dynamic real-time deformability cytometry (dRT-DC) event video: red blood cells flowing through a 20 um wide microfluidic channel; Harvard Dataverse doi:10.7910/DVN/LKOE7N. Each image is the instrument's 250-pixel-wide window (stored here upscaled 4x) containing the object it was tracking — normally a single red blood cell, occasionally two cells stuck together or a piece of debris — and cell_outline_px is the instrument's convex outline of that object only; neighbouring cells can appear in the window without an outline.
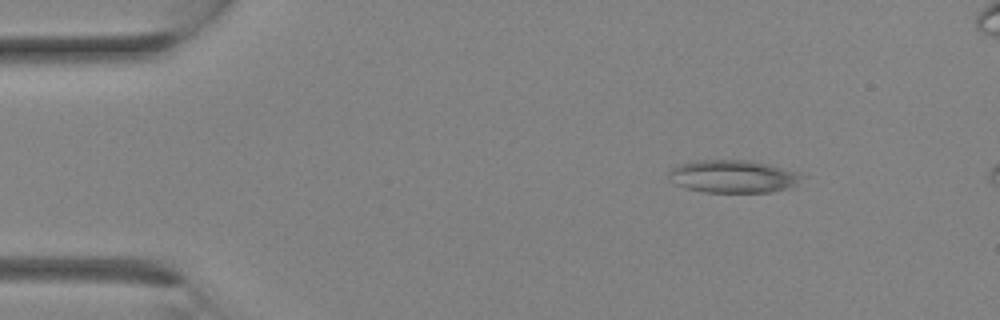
{"species": "Egyptian fruit bat (a non-hibernating species)", "species_latin": "Rousettus aegyptiacus", "temperature_condition": "room temperature", "stored_images_in_passage": 5, "camera_frame_rate_fps": 3000, "um_per_image_px": 0.085, "animal": {"sex": "female"}, "frame": {"image": 1, "passage_image": 1, "time_ms": 0.0, "image_size_px": [1000, 320], "cell_outline_px": [[808, 176], [796, 184], [788, 188], [772, 192], [704, 192], [688, 188], [676, 184], [668, 180], [668, 172], [672, 168], [680, 164], [696, 160], [744, 160], [768, 164], [800, 172]], "centroid_in_image_um": [62.34, 14.99], "position_along_channel_um": 22.7, "area_um2": 25.55}}